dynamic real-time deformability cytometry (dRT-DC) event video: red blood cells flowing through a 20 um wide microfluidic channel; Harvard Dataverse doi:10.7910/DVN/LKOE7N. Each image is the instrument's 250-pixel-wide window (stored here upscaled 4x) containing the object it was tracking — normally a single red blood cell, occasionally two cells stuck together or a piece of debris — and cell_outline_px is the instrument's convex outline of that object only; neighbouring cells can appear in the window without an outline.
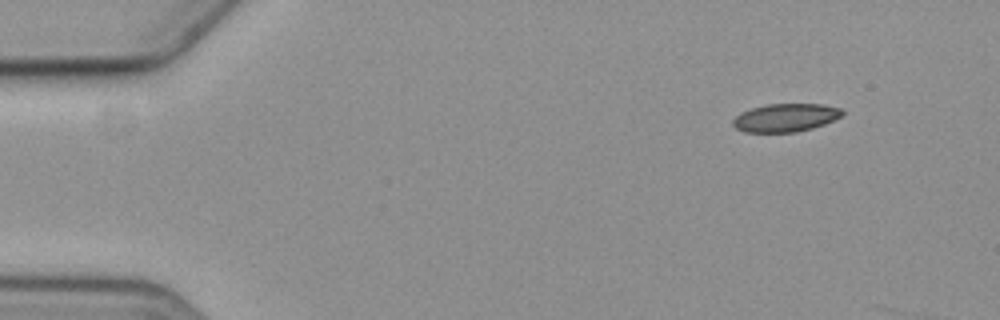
{"species": "common noctule bat (a hibernating species)", "species_latin": "Nyctalus noctula", "temperature_condition": "cold", "stored_images_in_passage": 2, "camera_frame_rate_fps": 3000, "um_per_image_px": 0.085, "animal": {"sex": "female", "body_mass_g": 19.3, "forearm_length_mm": 54.1}, "frame": {"image": 1, "passage_image": 1, "time_ms": 0.0, "image_size_px": [1000, 320], "cell_outline_px": [[844, 112], [840, 116], [824, 124], [812, 128], [796, 132], [744, 132], [736, 128], [732, 124], [732, 120], [740, 112], [752, 108], [768, 104], [824, 104], [840, 108]], "centroid_in_image_um": [66.74, 10.0], "position_along_channel_um": 18.3, "area_um2": 17.86}}